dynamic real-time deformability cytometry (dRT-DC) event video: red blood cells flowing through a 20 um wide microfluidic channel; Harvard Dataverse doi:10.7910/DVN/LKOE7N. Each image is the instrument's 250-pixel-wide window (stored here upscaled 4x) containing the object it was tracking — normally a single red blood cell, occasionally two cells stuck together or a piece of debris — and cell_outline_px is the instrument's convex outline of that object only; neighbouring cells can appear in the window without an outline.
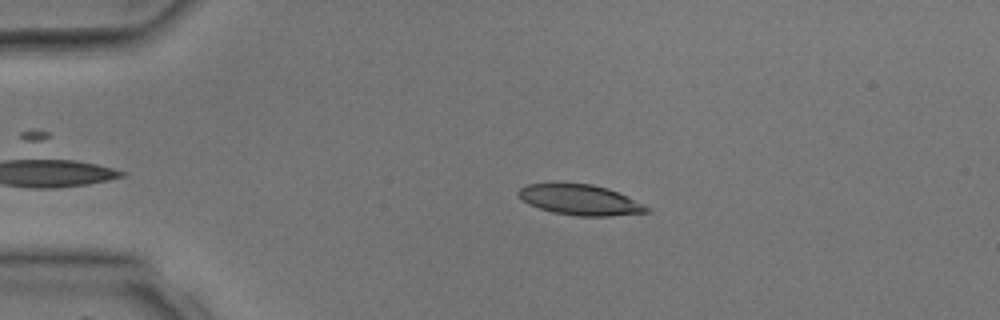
{"species": "common noctule bat (a hibernating species)", "species_latin": "Nyctalus noctula", "temperature_condition": "room temperature", "stored_images_in_passage": 32, "camera_frame_rate_fps": 3000, "um_per_image_px": 0.085, "animal": {"sex": "male", "body_mass_g": 17.9, "forearm_length_mm": 54.2}, "frame": {"image": 1, "passage_image": 5, "time_ms": 1.333, "image_size_px": [1000, 320], "cell_outline_px": [[652, 212], [608, 216], [576, 216], [552, 212], [528, 204], [516, 192], [520, 188], [528, 184], [548, 180], [592, 184], [608, 188], [644, 204], [652, 208]], "centroid_in_image_um": [49.28, 16.95], "position_along_channel_um": 35.7, "area_um2": 23.52}}
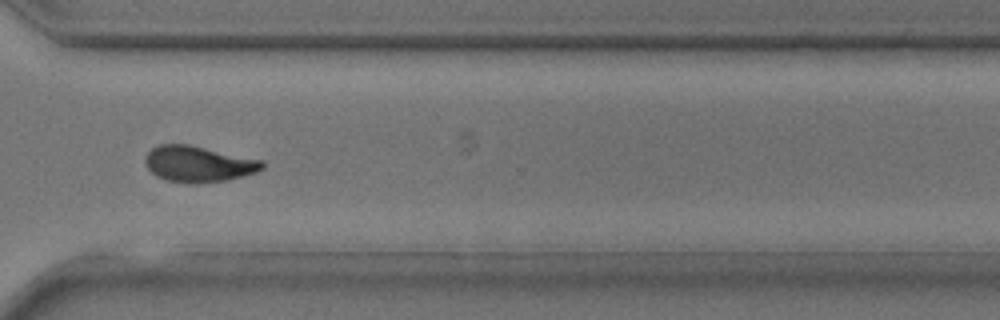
{"frame": {"image": 2, "passage_image": 26, "time_ms": 8.333, "image_size_px": [1000, 320], "cell_outline_px": [[264, 168], [256, 172], [228, 180], [196, 184], [188, 184], [168, 180], [156, 176], [144, 164], [144, 156], [152, 148], [160, 144], [188, 144], [264, 160]], "centroid_in_image_um": [16.86, 13.94], "position_along_channel_um": 353.7, "area_um2": 24.8}}
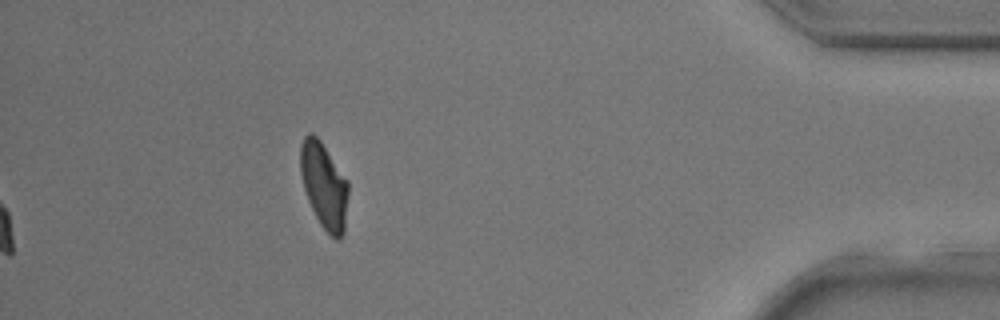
{"frame": {"image": 3, "passage_image": 32, "time_ms": 10.333, "image_size_px": [1000, 320], "cell_outline_px": [[348, 192], [344, 232], [336, 240], [320, 224], [308, 200], [304, 188], [300, 172], [300, 144], [304, 136], [308, 132], [312, 132], [320, 140], [348, 180]], "centroid_in_image_um": [27.53, 15.72], "position_along_channel_um": 407.7, "area_um2": 23.81}}